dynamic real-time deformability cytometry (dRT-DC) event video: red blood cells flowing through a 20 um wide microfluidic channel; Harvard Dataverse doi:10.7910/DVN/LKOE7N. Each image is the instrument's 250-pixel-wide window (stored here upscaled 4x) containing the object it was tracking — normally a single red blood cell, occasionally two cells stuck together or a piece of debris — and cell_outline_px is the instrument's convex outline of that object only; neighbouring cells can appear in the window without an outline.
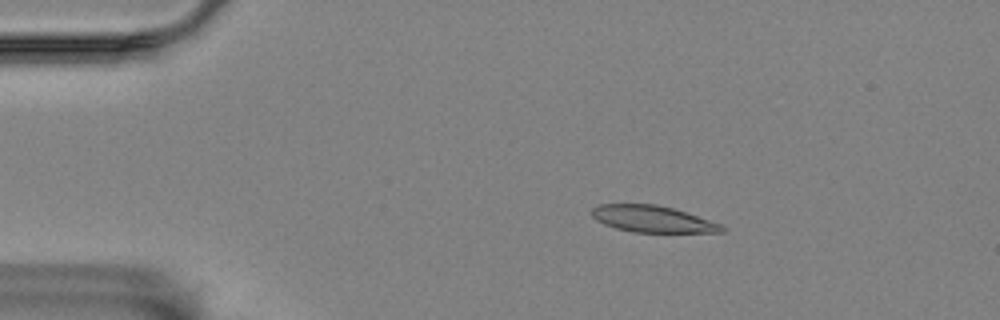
{"species": "Egyptian fruit bat (a non-hibernating species)", "species_latin": "Rousettus aegyptiacus", "temperature_condition": "room temperature", "stored_images_in_passage": 4, "camera_frame_rate_fps": 3000, "um_per_image_px": 0.085, "animal": {"sex": "female"}, "frame": {"image": 1, "passage_image": 1, "time_ms": 0.0, "image_size_px": [1000, 320], "cell_outline_px": [[724, 232], [632, 232], [616, 228], [604, 224], [596, 220], [592, 216], [592, 208], [600, 204], [656, 204], [672, 208], [720, 224], [724, 228]], "centroid_in_image_um": [55.41, 18.61], "position_along_channel_um": 29.6, "area_um2": 19.83}}
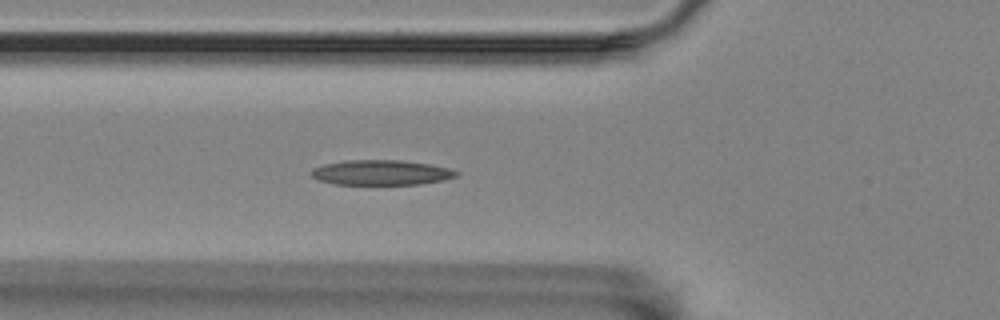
{"frame": {"image": 2, "passage_image": 4, "time_ms": 1.0, "image_size_px": [1000, 320], "cell_outline_px": [[460, 172], [456, 176], [444, 180], [420, 184], [332, 184], [320, 180], [312, 176], [312, 168], [324, 164], [344, 160], [400, 160], [428, 164], [448, 168]], "centroid_in_image_um": [32.39, 14.66], "position_along_channel_um": 93.4, "area_um2": 21.04}}